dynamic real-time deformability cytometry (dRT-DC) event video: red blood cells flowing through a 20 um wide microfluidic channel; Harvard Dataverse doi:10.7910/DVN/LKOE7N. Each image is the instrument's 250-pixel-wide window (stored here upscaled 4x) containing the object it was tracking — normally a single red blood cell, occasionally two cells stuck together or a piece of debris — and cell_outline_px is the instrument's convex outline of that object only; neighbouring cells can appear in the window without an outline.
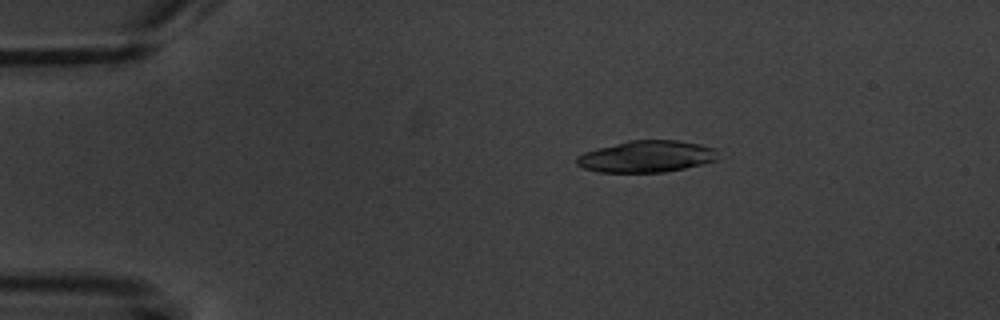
{"species": "common noctule bat (a hibernating species)", "species_latin": "Nyctalus noctula", "temperature_condition": "warm", "stored_images_in_passage": 6, "camera_frame_rate_fps": 3000, "um_per_image_px": 0.085, "animal": {"sex": "male", "body_mass_g": 20.1, "forearm_length_mm": 53.5}, "frame": {"image": 1, "passage_image": 3, "time_ms": 2.333, "image_size_px": [1000, 320], "cell_outline_px": [[716, 160], [684, 168], [664, 172], [596, 172], [584, 168], [576, 164], [576, 156], [584, 152], [632, 140], [676, 140], [700, 144], [716, 148]], "centroid_in_image_um": [54.94, 13.3], "position_along_channel_um": 30.1, "area_um2": 25.78}}
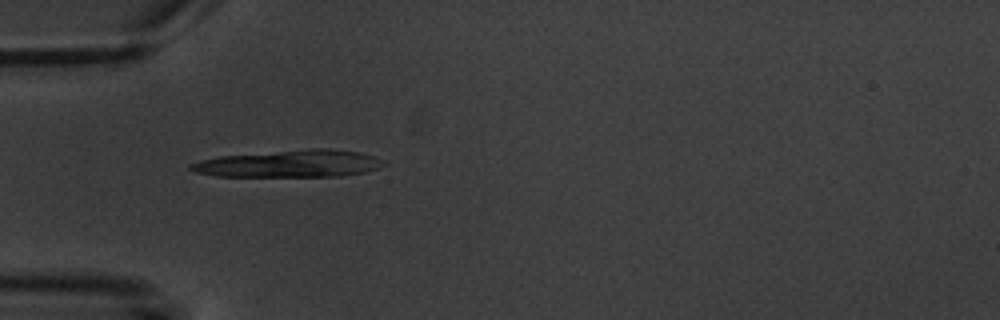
{"frame": {"image": 2, "passage_image": 5, "time_ms": 4.667, "image_size_px": [1000, 320], "cell_outline_px": [[388, 164], [364, 172], [340, 176], [216, 176], [196, 172], [188, 168], [188, 164], [200, 160], [220, 156], [312, 148], [328, 148], [360, 152], [376, 156]], "centroid_in_image_um": [24.63, 13.9], "position_along_channel_um": 60.4, "area_um2": 30.58}}